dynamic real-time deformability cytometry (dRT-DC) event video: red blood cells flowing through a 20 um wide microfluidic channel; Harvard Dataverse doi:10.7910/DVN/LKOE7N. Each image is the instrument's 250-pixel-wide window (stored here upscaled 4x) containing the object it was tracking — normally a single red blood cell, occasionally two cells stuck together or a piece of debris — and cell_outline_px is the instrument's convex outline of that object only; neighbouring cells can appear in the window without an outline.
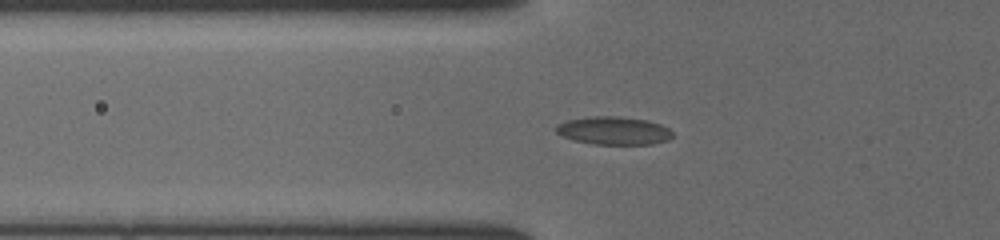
{"species": "common noctule bat (a hibernating species)", "species_latin": "Nyctalus noctula", "temperature_condition": "cold", "stored_images_in_passage": 35, "camera_frame_rate_fps": 3000, "um_per_image_px": 0.085, "animal": {"sex": "female", "body_mass_g": 19.5, "forearm_length_mm": 54.1}, "frame": {"image": 1, "passage_image": 4, "time_ms": 1.0, "image_size_px": [1000, 240], "cell_outline_px": [[672, 136], [668, 140], [652, 144], [592, 144], [572, 140], [560, 136], [556, 132], [556, 124], [568, 120], [588, 116], [616, 116], [648, 120], [660, 124], [668, 128], [672, 132]], "centroid_in_image_um": [52.13, 11.1], "position_along_channel_um": 73.7, "area_um2": 19.19}}
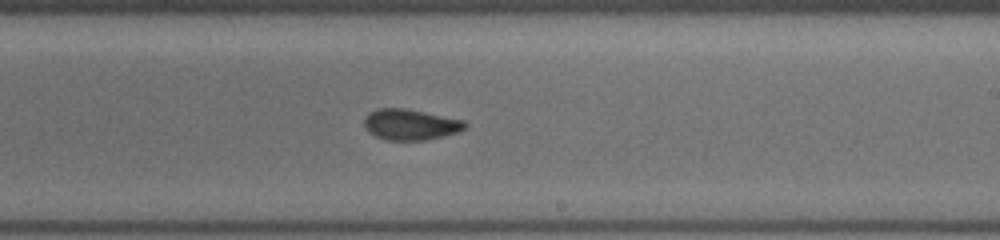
{"frame": {"image": 2, "passage_image": 17, "time_ms": 5.333, "image_size_px": [1000, 240], "cell_outline_px": [[468, 128], [444, 136], [424, 140], [384, 140], [368, 132], [364, 124], [364, 120], [372, 112], [380, 108], [404, 108], [464, 120], [468, 124]], "centroid_in_image_um": [34.92, 10.6], "position_along_channel_um": 254.1, "area_um2": 17.98}}
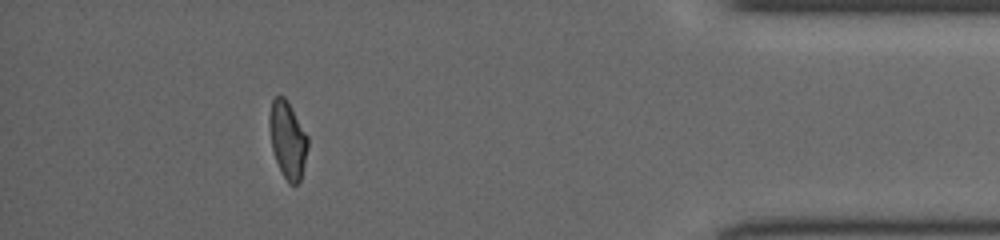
{"frame": {"image": 3, "passage_image": 31, "time_ms": 10.0, "image_size_px": [1000, 240], "cell_outline_px": [[308, 144], [304, 164], [300, 180], [296, 184], [288, 184], [276, 160], [272, 148], [268, 128], [268, 116], [272, 100], [276, 96], [284, 96], [288, 100], [308, 136]], "centroid_in_image_um": [24.43, 11.83], "position_along_channel_um": 410.8, "area_um2": 17.28}}